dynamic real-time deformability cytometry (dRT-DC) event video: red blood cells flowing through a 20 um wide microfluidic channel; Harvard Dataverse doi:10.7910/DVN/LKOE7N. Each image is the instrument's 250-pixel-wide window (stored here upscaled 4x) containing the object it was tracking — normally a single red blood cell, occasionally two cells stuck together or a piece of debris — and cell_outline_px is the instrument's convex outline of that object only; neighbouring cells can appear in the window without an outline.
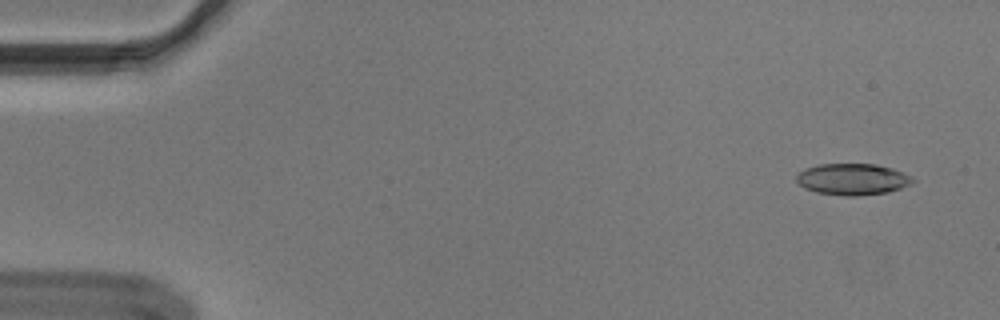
{"species": "Egyptian fruit bat (a non-hibernating species)", "species_latin": "Rousettus aegyptiacus", "temperature_condition": "cold", "stored_images_in_passage": 54, "camera_frame_rate_fps": 3000, "um_per_image_px": 0.085, "animal": {"sex": "male"}, "frame": {"image": 1, "passage_image": 3, "time_ms": 0.667, "image_size_px": [1000, 320], "cell_outline_px": [[916, 180], [912, 184], [888, 192], [856, 196], [844, 196], [816, 192], [804, 188], [796, 180], [796, 176], [804, 168], [820, 164], [876, 164], [892, 168], [912, 176]], "centroid_in_image_um": [72.48, 15.23], "position_along_channel_um": 12.5, "area_um2": 21.39}}
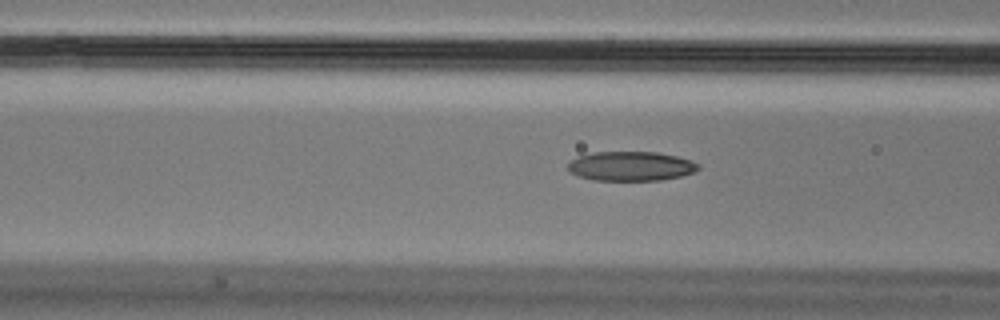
{"frame": {"image": 2, "passage_image": 21, "time_ms": 6.667, "image_size_px": [1000, 320], "cell_outline_px": [[700, 168], [696, 172], [680, 176], [660, 180], [592, 180], [580, 176], [572, 172], [568, 168], [568, 164], [572, 160], [580, 156], [592, 152], [660, 152], [692, 160], [700, 164]], "centroid_in_image_um": [53.69, 14.12], "position_along_channel_um": 112.9, "area_um2": 22.31}}
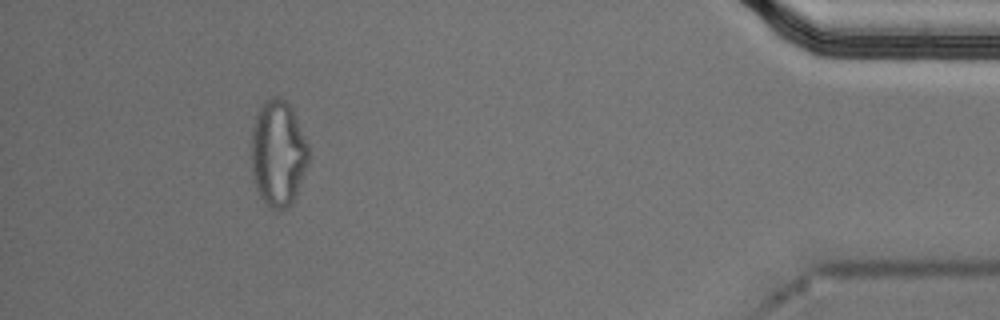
{"frame": {"image": 3, "passage_image": 50, "time_ms": 16.333, "image_size_px": [1000, 320], "cell_outline_px": [[308, 164], [296, 196], [280, 212], [272, 208], [260, 196], [256, 188], [252, 176], [252, 128], [256, 116], [264, 100], [276, 96], [284, 100], [292, 108], [308, 144]], "centroid_in_image_um": [23.64, 13.03], "position_along_channel_um": 411.6, "area_um2": 35.14}, "authors_computed_cell_mechanics": {"area_um2": 22.3686, "velocity_mm_per_s": 3.6569, "shape_relaxation_time_tau1_ms": null, "shape_relaxation_time_tau2_ms": 4.2134, "deformation_change_tau1": null, "deformation_change_tau2": 0.1205}}